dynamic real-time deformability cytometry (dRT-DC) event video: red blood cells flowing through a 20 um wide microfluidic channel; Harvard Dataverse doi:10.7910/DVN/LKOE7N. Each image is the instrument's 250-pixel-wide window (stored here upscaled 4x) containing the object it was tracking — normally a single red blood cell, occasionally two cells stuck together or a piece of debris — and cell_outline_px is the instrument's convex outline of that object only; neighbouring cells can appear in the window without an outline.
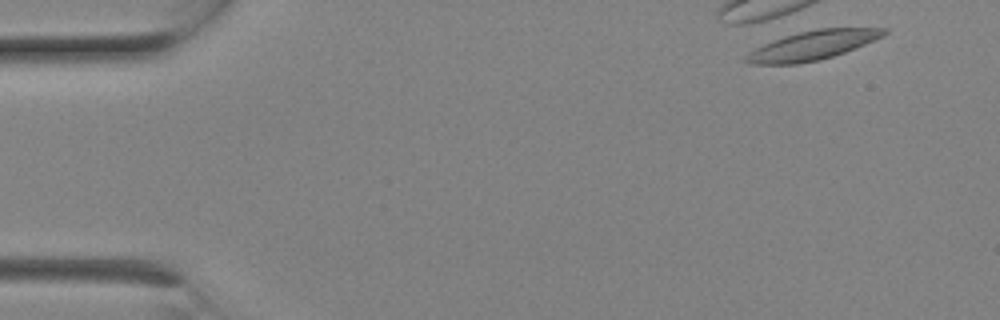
{"species": "Egyptian fruit bat (a non-hibernating species)", "species_latin": "Rousettus aegyptiacus", "temperature_condition": "room temperature", "stored_images_in_passage": 2, "camera_frame_rate_fps": 3000, "um_per_image_px": 0.085, "animal": {"sex": "female"}, "frame": {"image": 1, "passage_image": 2, "time_ms": 0.333, "image_size_px": [1000, 320], "cell_outline_px": [[888, 32], [884, 36], [844, 52], [820, 60], [796, 64], [752, 64], [744, 60], [744, 56], [748, 52], [772, 40], [784, 36], [800, 32], [820, 28], [888, 28]], "centroid_in_image_um": [69.05, 3.85], "position_along_channel_um": 15.9, "area_um2": 23.24}}